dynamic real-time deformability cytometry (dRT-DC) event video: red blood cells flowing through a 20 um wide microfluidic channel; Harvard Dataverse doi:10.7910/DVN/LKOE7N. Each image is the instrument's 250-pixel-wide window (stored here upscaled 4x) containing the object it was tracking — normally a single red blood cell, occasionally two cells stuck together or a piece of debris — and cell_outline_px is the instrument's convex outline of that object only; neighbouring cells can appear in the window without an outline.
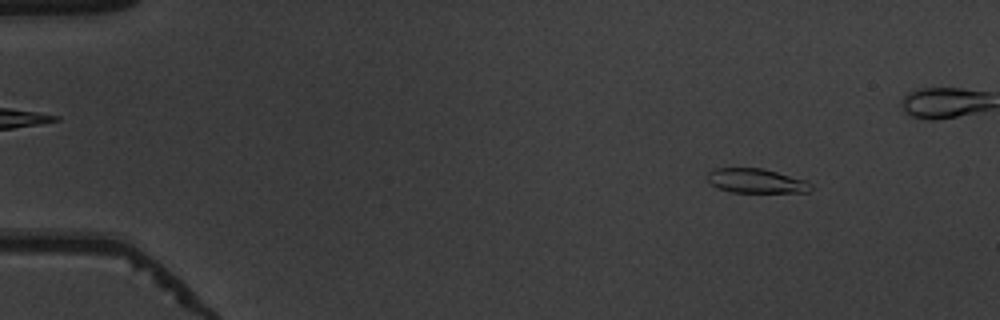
{"species": "common noctule bat (a hibernating species)", "species_latin": "Nyctalus noctula", "temperature_condition": "warm", "stored_images_in_passage": 54, "camera_frame_rate_fps": 3000, "um_per_image_px": 0.085, "animal": {"sex": "male", "body_mass_g": 19.5, "forearm_length_mm": 54.6}, "frame": {"image": 1, "passage_image": 7, "time_ms": 2.0, "image_size_px": [1000, 320], "cell_outline_px": [[812, 188], [808, 192], [732, 192], [720, 188], [712, 184], [708, 180], [708, 172], [712, 168], [764, 168], [804, 180], [812, 184]], "centroid_in_image_um": [64.27, 15.36], "position_along_channel_um": 20.7, "area_um2": 14.57}}
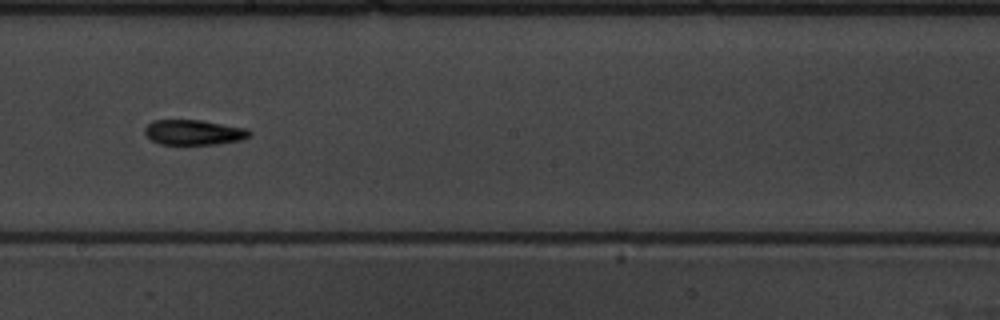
{"frame": {"image": 2, "passage_image": 31, "time_ms": 10.0, "image_size_px": [1000, 320], "cell_outline_px": [[252, 136], [240, 140], [216, 144], [160, 144], [152, 140], [144, 132], [144, 128], [152, 120], [200, 120], [248, 128], [252, 132]], "centroid_in_image_um": [16.5, 11.24], "position_along_channel_um": 231.7, "area_um2": 15.37}}
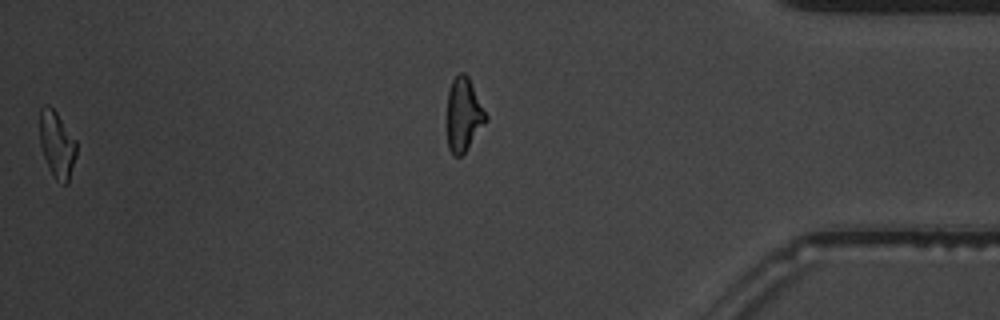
{"frame": {"image": 3, "passage_image": 53, "time_ms": 17.333, "image_size_px": [1000, 320], "cell_outline_px": [[76, 156], [68, 184], [64, 184], [56, 180], [44, 156], [40, 144], [40, 108], [44, 104], [48, 104], [56, 112], [76, 140]], "centroid_in_image_um": [4.85, 12.27], "position_along_channel_um": 430.4, "area_um2": 14.05}, "authors_computed_cell_mechanics": {"area_um2": 15.2881, "velocity_mm_per_s": 3.914, "shape_relaxation_time_tau1_ms": 10.4831, "shape_relaxation_time_tau2_ms": null, "deformation_change_tau1": 0.2827, "deformation_change_tau2": null}}